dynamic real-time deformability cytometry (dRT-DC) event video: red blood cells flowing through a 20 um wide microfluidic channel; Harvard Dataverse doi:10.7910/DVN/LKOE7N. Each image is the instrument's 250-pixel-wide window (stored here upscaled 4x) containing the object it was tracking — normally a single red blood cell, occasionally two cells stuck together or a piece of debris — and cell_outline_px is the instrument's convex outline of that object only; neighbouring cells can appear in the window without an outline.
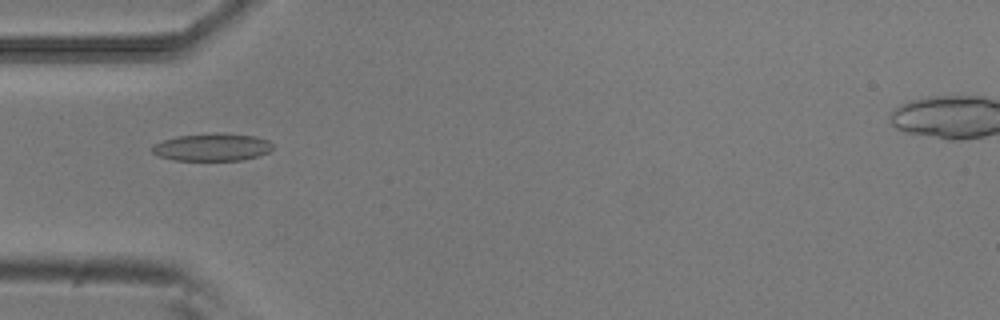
{"species": "common noctule bat (a hibernating species)", "species_latin": "Nyctalus noctula", "temperature_condition": "room temperature", "stored_images_in_passage": 53, "camera_frame_rate_fps": 3000, "um_per_image_px": 0.085, "animal": {"sex": "male", "body_mass_g": 20.5, "forearm_length_mm": 52.5}, "frame": {"image": 1, "passage_image": 17, "time_ms": 5.333, "image_size_px": [1000, 320], "cell_outline_px": [[272, 148], [268, 152], [260, 156], [244, 160], [172, 160], [160, 156], [152, 152], [152, 144], [176, 136], [220, 132], [256, 136], [268, 140], [272, 144]], "centroid_in_image_um": [18.05, 12.5], "position_along_channel_um": 67.0, "area_um2": 19.54}}
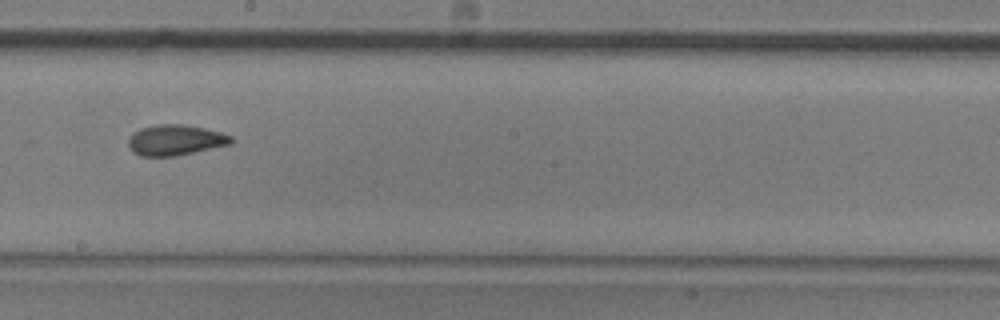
{"frame": {"image": 2, "passage_image": 30, "time_ms": 9.667, "image_size_px": [1000, 320], "cell_outline_px": [[232, 144], [176, 156], [140, 156], [132, 152], [128, 144], [128, 140], [132, 132], [140, 128], [156, 124], [184, 124], [204, 128], [220, 132], [232, 136]], "centroid_in_image_um": [14.88, 11.9], "position_along_channel_um": 233.3, "area_um2": 18.5}}
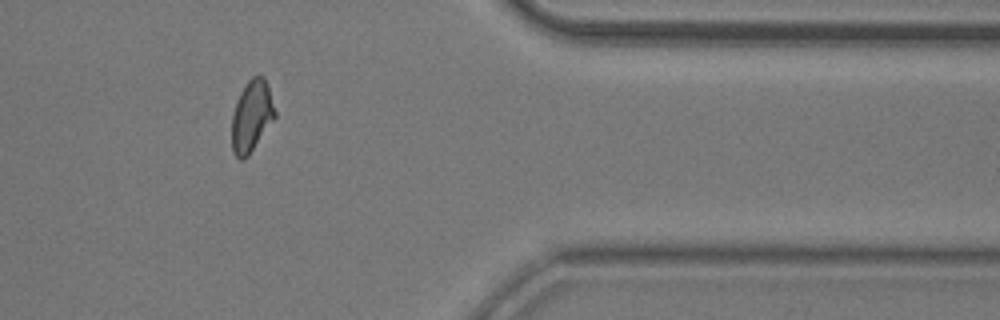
{"frame": {"image": 3, "passage_image": 44, "time_ms": 14.333, "image_size_px": [1000, 320], "cell_outline_px": [[276, 116], [248, 156], [244, 160], [240, 160], [232, 152], [232, 116], [236, 100], [240, 92], [248, 80], [252, 76], [260, 72], [264, 76], [268, 84], [276, 112]], "centroid_in_image_um": [21.39, 9.83], "position_along_channel_um": 390.0, "area_um2": 18.21}, "authors_computed_cell_mechanics": {"area_um2": 18.207, "velocity_mm_per_s": 3.8181, "shape_relaxation_time_tau1_ms": 3.9212, "shape_relaxation_time_tau2_ms": 1.7323, "deformation_change_tau1": 0.1346, "deformation_change_tau2": 0.0754}}